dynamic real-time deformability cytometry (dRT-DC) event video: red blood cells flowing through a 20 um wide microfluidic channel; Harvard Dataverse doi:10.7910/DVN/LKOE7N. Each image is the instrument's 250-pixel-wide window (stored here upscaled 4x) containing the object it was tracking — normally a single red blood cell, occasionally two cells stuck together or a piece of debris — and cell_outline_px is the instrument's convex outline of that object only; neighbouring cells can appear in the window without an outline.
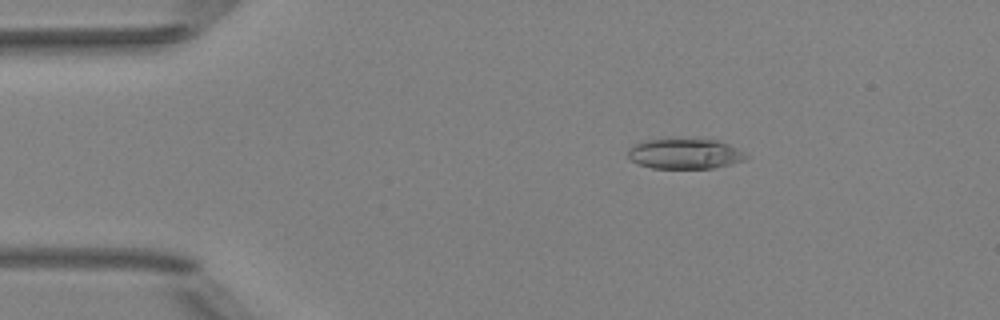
{"species": "Egyptian fruit bat (a non-hibernating species)", "species_latin": "Rousettus aegyptiacus", "temperature_condition": "room temperature", "stored_images_in_passage": 51, "camera_frame_rate_fps": 3000, "um_per_image_px": 0.085, "animal": {"sex": "female"}, "frame": {"image": 1, "passage_image": 9, "time_ms": 2.667, "image_size_px": [1000, 320], "cell_outline_px": [[748, 156], [744, 160], [732, 164], [712, 168], [652, 168], [640, 164], [632, 160], [628, 156], [628, 148], [644, 140], [716, 140], [728, 144], [744, 152]], "centroid_in_image_um": [58.22, 13.08], "position_along_channel_um": 26.8, "area_um2": 20.4}}
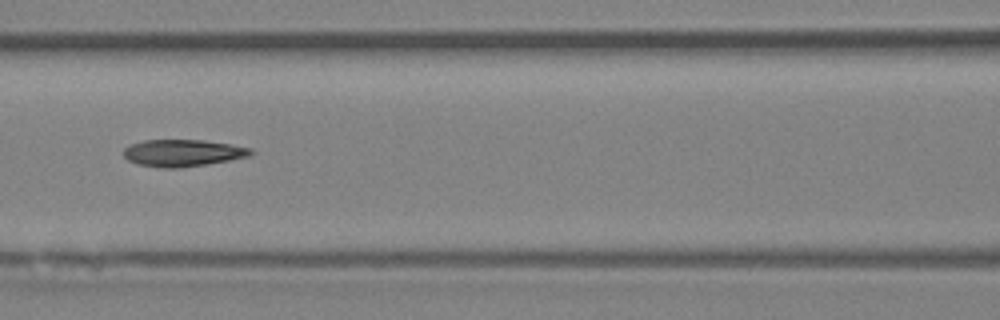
{"frame": {"image": 2, "passage_image": 23, "time_ms": 7.333, "image_size_px": [1000, 320], "cell_outline_px": [[256, 152], [248, 156], [228, 160], [180, 168], [160, 168], [136, 164], [128, 160], [124, 156], [124, 148], [128, 144], [144, 140], [204, 140], [232, 144], [252, 148]], "centroid_in_image_um": [15.52, 12.99], "position_along_channel_um": 151.1, "area_um2": 20.11}}
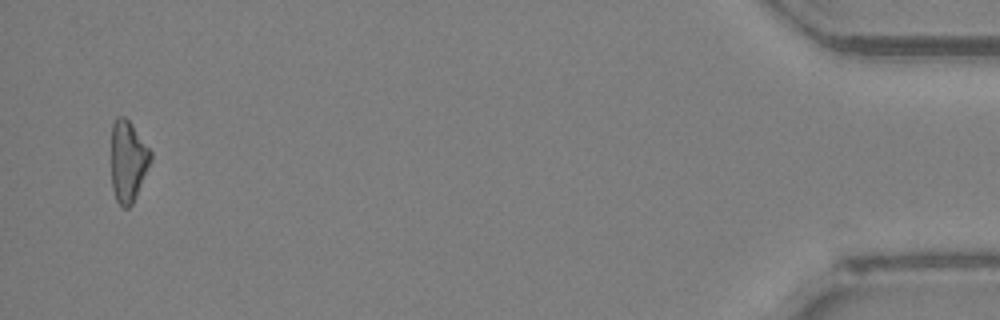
{"frame": {"image": 3, "passage_image": 50, "time_ms": 16.333, "image_size_px": [1000, 320], "cell_outline_px": [[152, 160], [136, 196], [132, 204], [128, 208], [124, 208], [116, 200], [112, 188], [112, 124], [116, 116], [124, 116], [132, 124], [152, 152]], "centroid_in_image_um": [10.89, 13.69], "position_along_channel_um": 424.3, "area_um2": 18.67}, "authors_computed_cell_mechanics": {"area_um2": 19.7676, "velocity_mm_per_s": 4.0037, "shape_relaxation_time_tau1_ms": null, "shape_relaxation_time_tau2_ms": 6.1637, "deformation_change_tau1": null, "deformation_change_tau2": 0.1585}}